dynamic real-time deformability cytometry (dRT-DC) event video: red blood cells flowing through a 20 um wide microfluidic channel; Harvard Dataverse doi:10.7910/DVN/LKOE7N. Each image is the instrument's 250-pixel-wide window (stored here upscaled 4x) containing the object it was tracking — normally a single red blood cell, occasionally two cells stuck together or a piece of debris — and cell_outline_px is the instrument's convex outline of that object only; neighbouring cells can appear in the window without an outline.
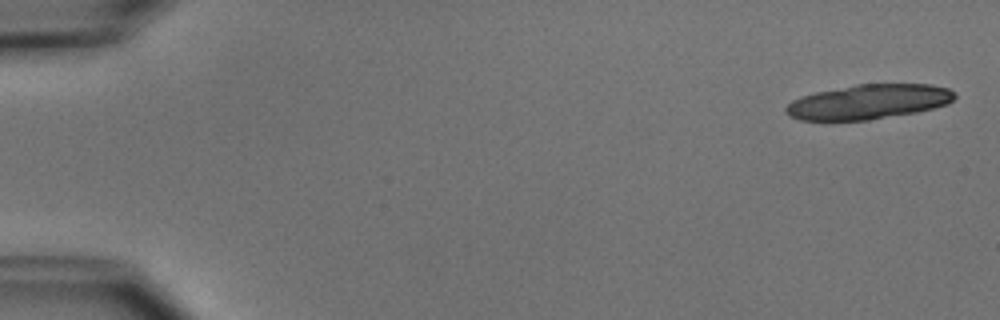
{"species": "common noctule bat (a hibernating species)", "species_latin": "Nyctalus noctula", "temperature_condition": "cold", "stored_images_in_passage": 5, "camera_frame_rate_fps": 3000, "um_per_image_px": 0.085, "animal": {"sex": "male", "body_mass_g": 15.6}, "frame": {"image": 1, "passage_image": 1, "time_ms": 0.0, "image_size_px": [1000, 320], "cell_outline_px": [[956, 96], [948, 104], [916, 112], [868, 120], [800, 120], [788, 116], [784, 112], [784, 108], [792, 100], [800, 96], [816, 92], [856, 84], [932, 84], [948, 88]], "centroid_in_image_um": [73.79, 8.65], "position_along_channel_um": 11.2, "area_um2": 34.1}}
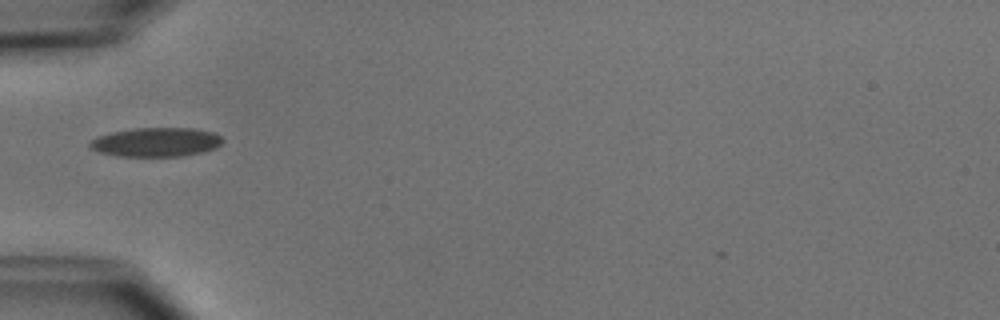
{"frame": {"image": 2, "passage_image": 5, "time_ms": 5.333, "image_size_px": [1000, 320], "cell_outline_px": [[224, 140], [216, 148], [204, 152], [180, 156], [120, 156], [100, 152], [92, 148], [88, 144], [96, 136], [112, 132], [136, 128], [196, 128], [212, 132], [220, 136]], "centroid_in_image_um": [13.3, 12.07], "position_along_channel_um": 71.7, "area_um2": 22.43}}